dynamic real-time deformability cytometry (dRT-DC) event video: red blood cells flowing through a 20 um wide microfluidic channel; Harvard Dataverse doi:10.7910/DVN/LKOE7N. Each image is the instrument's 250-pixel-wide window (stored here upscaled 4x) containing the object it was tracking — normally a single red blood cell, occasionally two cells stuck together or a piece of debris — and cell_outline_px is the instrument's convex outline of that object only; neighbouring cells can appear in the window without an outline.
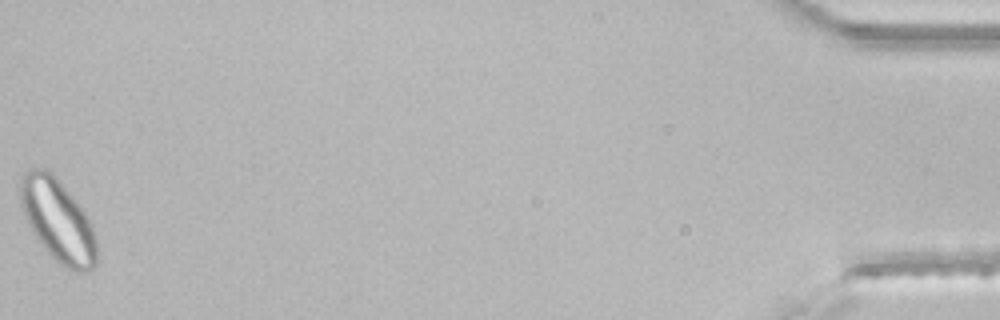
{"species": "common noctule bat (a hibernating species)", "species_latin": "Nyctalus noctula", "temperature_condition": "room temperature", "stored_images_in_passage": 42, "segment_of_instrument_passage": [2, 2], "camera_frame_rate_fps": 3000, "um_per_image_px": 0.085, "animal": {"sex": "male", "body_mass_g": 21.5, "forearm_length_mm": 52.0}, "frame": {"image": 1, "passage_image": 42, "time_ms": 13.667, "image_size_px": [1000, 320], "cell_outline_px": [[96, 264], [88, 272], [76, 272], [60, 264], [44, 248], [28, 224], [20, 204], [20, 180], [24, 172], [28, 168], [44, 168], [64, 188], [84, 212], [92, 228], [96, 240]], "centroid_in_image_um": [4.89, 18.76], "position_along_channel_um": 430.3, "area_um2": 35.78}}